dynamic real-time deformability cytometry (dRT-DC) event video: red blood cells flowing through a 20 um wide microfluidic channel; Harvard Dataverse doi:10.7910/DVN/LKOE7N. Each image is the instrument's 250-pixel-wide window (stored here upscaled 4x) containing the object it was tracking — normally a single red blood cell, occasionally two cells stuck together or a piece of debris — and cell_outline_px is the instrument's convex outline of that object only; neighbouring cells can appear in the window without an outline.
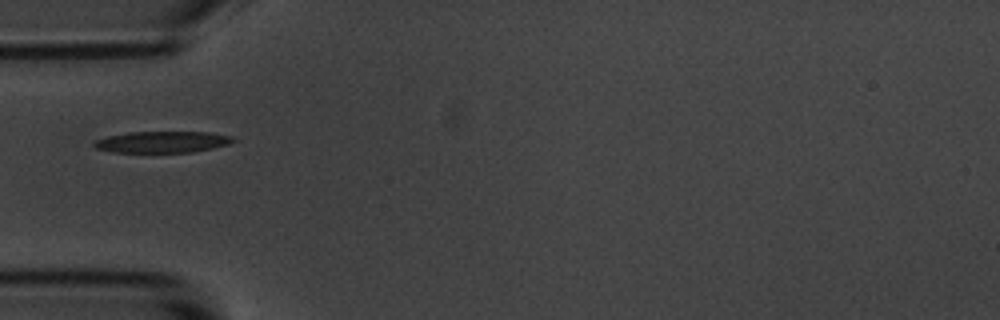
{"species": "common noctule bat (a hibernating species)", "species_latin": "Nyctalus noctula", "temperature_condition": "room temperature", "stored_images_in_passage": 3, "camera_frame_rate_fps": 3000, "um_per_image_px": 0.085, "animal": {"sex": "male", "body_mass_g": 20.1, "forearm_length_mm": 53.5}, "frame": {"image": 1, "passage_image": 1, "time_ms": 0.0, "image_size_px": [1000, 320], "cell_outline_px": [[236, 140], [228, 144], [212, 148], [192, 152], [112, 152], [96, 148], [92, 144], [92, 140], [108, 136], [128, 132], [208, 132], [232, 136]], "centroid_in_image_um": [13.75, 12.06], "position_along_channel_um": 71.2, "area_um2": 17.34}}
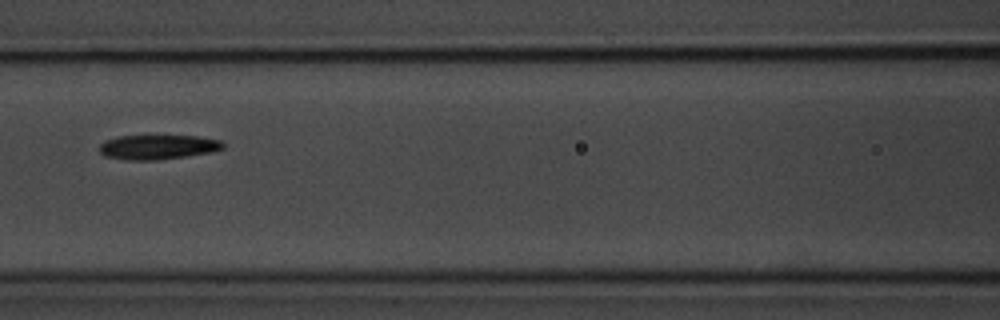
{"frame": {"image": 2, "passage_image": 3, "time_ms": 2.333, "image_size_px": [1000, 320], "cell_outline_px": [[224, 148], [212, 152], [188, 156], [156, 160], [128, 160], [104, 156], [100, 152], [100, 144], [104, 140], [116, 136], [196, 136], [220, 140], [224, 144]], "centroid_in_image_um": [13.4, 12.5], "position_along_channel_um": 153.2, "area_um2": 17.74}}